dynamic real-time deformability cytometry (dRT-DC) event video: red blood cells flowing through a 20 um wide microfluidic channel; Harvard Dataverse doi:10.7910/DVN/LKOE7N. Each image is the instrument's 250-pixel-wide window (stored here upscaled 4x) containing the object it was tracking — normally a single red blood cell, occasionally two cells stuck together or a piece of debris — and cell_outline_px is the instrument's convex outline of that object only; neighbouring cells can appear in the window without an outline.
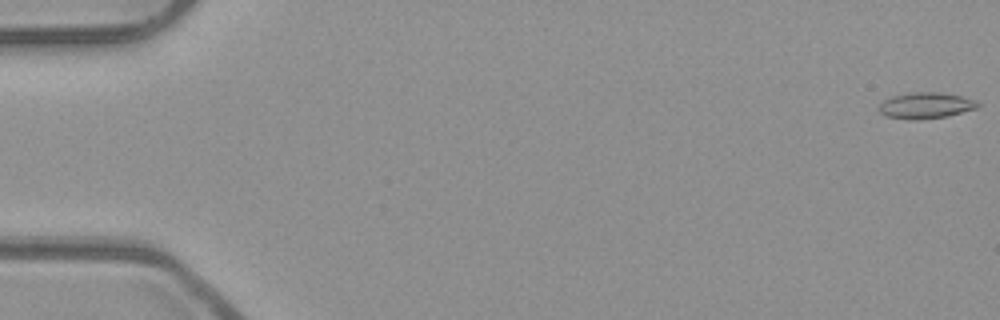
{"species": "common noctule bat (a hibernating species)", "species_latin": "Nyctalus noctula", "temperature_condition": "room temperature", "stored_images_in_passage": 13, "camera_frame_rate_fps": 3000, "um_per_image_px": 0.085, "animal": {"sex": "male", "body_mass_g": 23.1, "forearm_length_mm": 52.7}, "frame": {"image": 1, "passage_image": 1, "time_ms": 0.0, "image_size_px": [1000, 320], "cell_outline_px": [[980, 104], [976, 108], [948, 116], [916, 120], [912, 120], [884, 116], [880, 112], [880, 104], [884, 100], [892, 96], [916, 92], [936, 92], [960, 96], [976, 100]], "centroid_in_image_um": [78.68, 8.98], "position_along_channel_um": 6.3, "area_um2": 14.85}}